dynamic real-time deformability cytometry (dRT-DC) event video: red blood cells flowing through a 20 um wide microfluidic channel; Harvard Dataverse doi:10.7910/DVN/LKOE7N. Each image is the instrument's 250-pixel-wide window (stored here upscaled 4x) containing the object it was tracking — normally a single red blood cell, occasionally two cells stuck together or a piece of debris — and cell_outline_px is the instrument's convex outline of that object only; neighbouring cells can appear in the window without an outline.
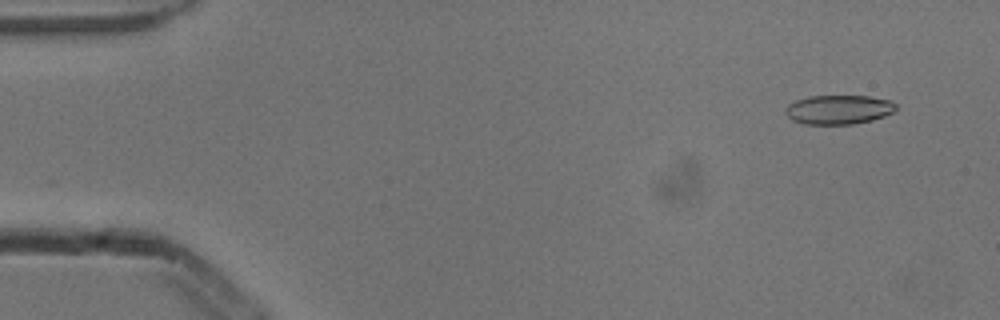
{"species": "common noctule bat (a hibernating species)", "species_latin": "Nyctalus noctula", "temperature_condition": "cold", "stored_images_in_passage": 50, "camera_frame_rate_fps": 3000, "um_per_image_px": 0.085, "animal": {"sex": "male", "body_mass_g": 13.3}, "frame": {"image": 1, "passage_image": 1, "time_ms": 0.0, "image_size_px": [1000, 320], "cell_outline_px": [[896, 112], [872, 120], [852, 124], [804, 124], [792, 120], [784, 112], [784, 108], [788, 104], [796, 100], [808, 96], [868, 96], [888, 100], [896, 104]], "centroid_in_image_um": [71.27, 9.32], "position_along_channel_um": 13.7, "area_um2": 18.9}}
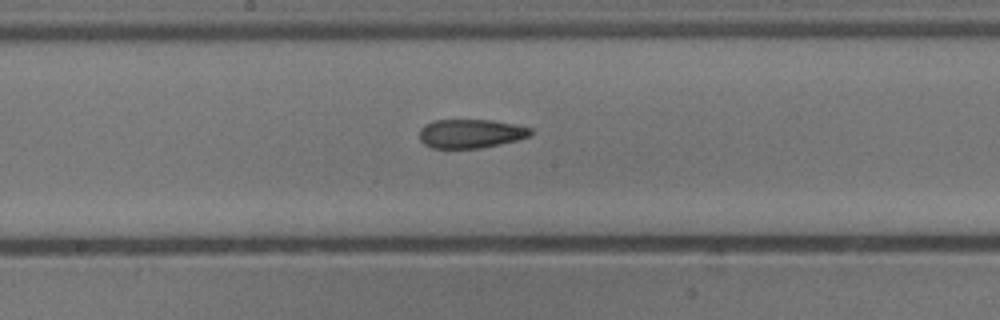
{"frame": {"image": 2, "passage_image": 25, "time_ms": 8.0, "image_size_px": [1000, 320], "cell_outline_px": [[532, 136], [520, 140], [480, 148], [432, 148], [424, 144], [420, 140], [420, 128], [424, 124], [436, 120], [492, 120], [516, 124], [532, 128]], "centroid_in_image_um": [40.05, 11.35], "position_along_channel_um": 208.1, "area_um2": 18.96}}
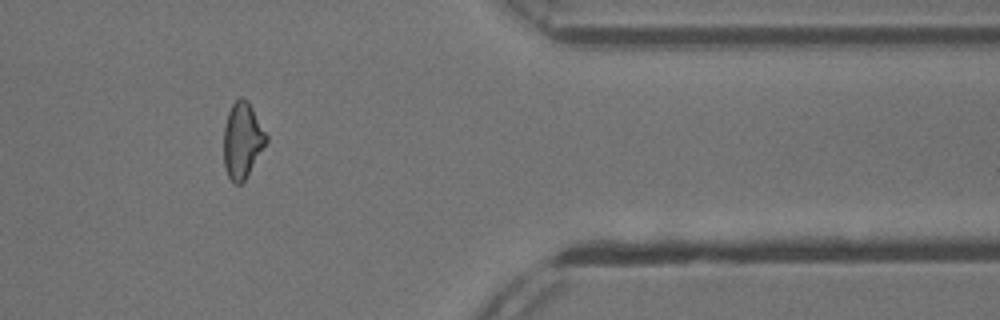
{"frame": {"image": 3, "passage_image": 41, "time_ms": 13.333, "image_size_px": [1000, 320], "cell_outline_px": [[268, 140], [244, 180], [240, 184], [236, 184], [228, 176], [224, 164], [224, 124], [228, 112], [232, 104], [240, 96], [244, 96], [248, 100], [268, 136]], "centroid_in_image_um": [20.59, 11.88], "position_along_channel_um": 390.8, "area_um2": 18.67}, "authors_computed_cell_mechanics": {"area_um2": 19.5075, "velocity_mm_per_s": 3.8619, "shape_relaxation_time_tau1_ms": null, "shape_relaxation_time_tau2_ms": 3.5846, "deformation_change_tau1": null, "deformation_change_tau2": 0.1122}}